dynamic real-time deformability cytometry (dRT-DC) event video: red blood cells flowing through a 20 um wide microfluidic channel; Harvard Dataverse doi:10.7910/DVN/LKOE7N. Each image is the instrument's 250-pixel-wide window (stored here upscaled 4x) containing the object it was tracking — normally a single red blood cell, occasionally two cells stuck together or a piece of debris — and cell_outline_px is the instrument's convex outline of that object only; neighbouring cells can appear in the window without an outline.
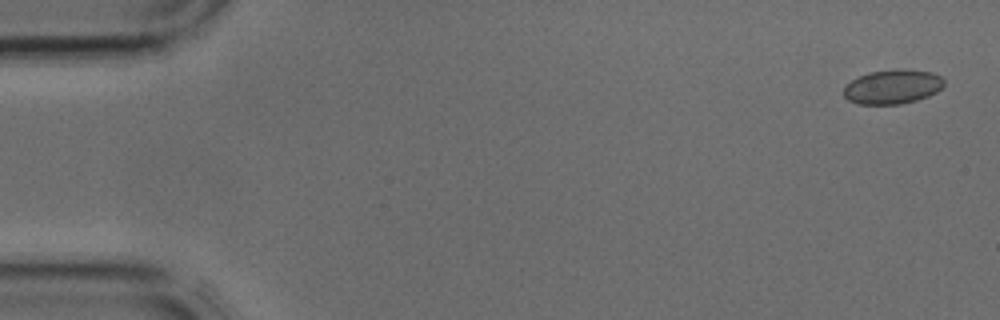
{"species": "common noctule bat (a hibernating species)", "species_latin": "Nyctalus noctula", "temperature_condition": "cold", "stored_images_in_passage": 42, "camera_frame_rate_fps": 3000, "um_per_image_px": 0.085, "animal": {"sex": "male", "body_mass_g": 17.9, "forearm_length_mm": 54.2}, "frame": {"image": 1, "passage_image": 2, "time_ms": 0.333, "image_size_px": [1000, 320], "cell_outline_px": [[944, 84], [936, 92], [928, 96], [916, 100], [900, 104], [856, 104], [848, 100], [844, 96], [844, 88], [852, 80], [868, 72], [904, 68], [932, 72], [940, 76], [944, 80]], "centroid_in_image_um": [75.87, 7.37], "position_along_channel_um": 9.1, "area_um2": 20.06}}
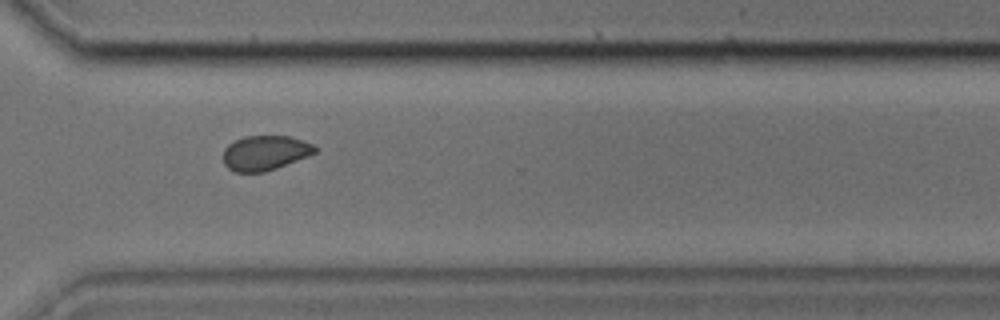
{"frame": {"image": 2, "passage_image": 31, "time_ms": 10.0, "image_size_px": [1000, 320], "cell_outline_px": [[320, 148], [316, 152], [308, 156], [276, 168], [264, 172], [236, 172], [228, 168], [224, 164], [224, 148], [228, 144], [244, 136], [288, 136], [304, 140]], "centroid_in_image_um": [22.55, 12.99], "position_along_channel_um": 348.1, "area_um2": 18.61}}
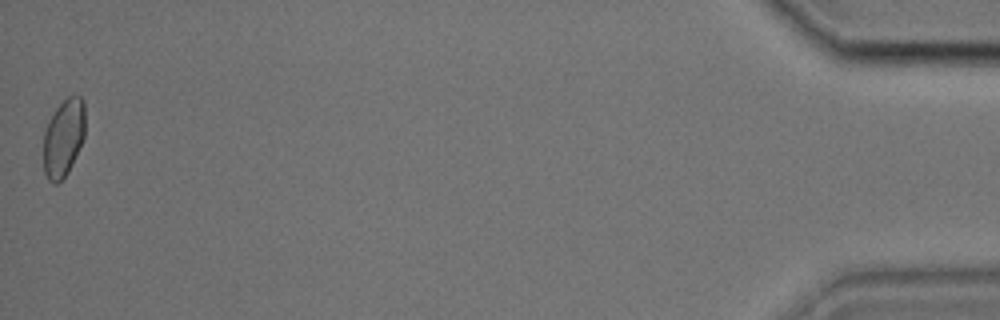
{"frame": {"image": 3, "passage_image": 42, "time_ms": 13.667, "image_size_px": [1000, 320], "cell_outline_px": [[84, 136], [72, 164], [68, 172], [56, 184], [52, 184], [48, 180], [44, 172], [44, 132], [48, 120], [56, 108], [68, 96], [76, 92], [84, 100]], "centroid_in_image_um": [5.4, 11.68], "position_along_channel_um": 429.8, "area_um2": 18.9}}